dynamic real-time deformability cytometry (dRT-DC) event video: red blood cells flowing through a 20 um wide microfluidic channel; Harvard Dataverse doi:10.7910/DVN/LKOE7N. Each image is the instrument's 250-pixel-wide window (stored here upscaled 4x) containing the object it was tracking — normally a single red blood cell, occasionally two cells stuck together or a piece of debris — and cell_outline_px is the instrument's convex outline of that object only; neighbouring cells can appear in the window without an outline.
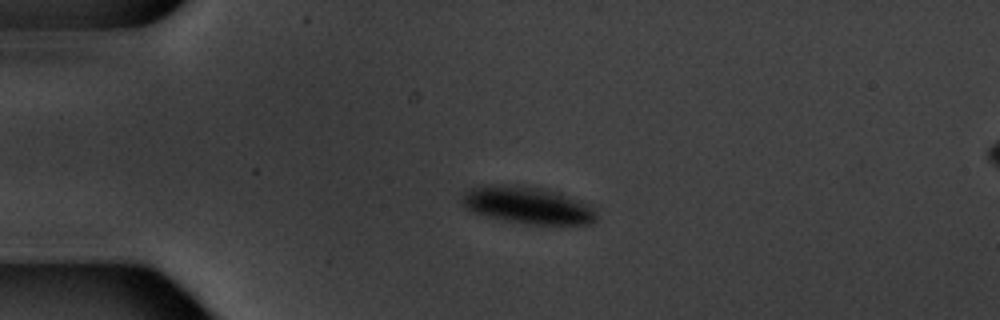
{"species": "common noctule bat (a hibernating species)", "species_latin": "Nyctalus noctula", "temperature_condition": "warm", "stored_images_in_passage": 5, "segment_of_instrument_passage": [1, 2], "camera_frame_rate_fps": 3000, "um_per_image_px": 0.085, "animal": {"sex": "male", "body_mass_g": 20.1, "forearm_length_mm": 53.5}, "frame": {"image": 1, "passage_image": 3, "time_ms": 3.333, "image_size_px": [1000, 320], "cell_outline_px": [[596, 220], [592, 224], [528, 224], [500, 220], [472, 212], [464, 208], [460, 204], [460, 200], [464, 192], [472, 188], [500, 184], [544, 188], [560, 192], [592, 204], [596, 212]], "centroid_in_image_um": [44.86, 17.45], "position_along_channel_um": 40.1, "area_um2": 29.54}}